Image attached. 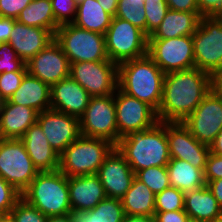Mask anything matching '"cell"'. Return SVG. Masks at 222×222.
Returning <instances> with one entry per match:
<instances>
[{"mask_svg":"<svg viewBox=\"0 0 222 222\" xmlns=\"http://www.w3.org/2000/svg\"><path fill=\"white\" fill-rule=\"evenodd\" d=\"M16 19L0 17V43L8 42Z\"/></svg>","mask_w":222,"mask_h":222,"instance_id":"bcb514c9","label":"cell"},{"mask_svg":"<svg viewBox=\"0 0 222 222\" xmlns=\"http://www.w3.org/2000/svg\"><path fill=\"white\" fill-rule=\"evenodd\" d=\"M77 4L81 3L83 0H75Z\"/></svg>","mask_w":222,"mask_h":222,"instance_id":"680465c9","label":"cell"},{"mask_svg":"<svg viewBox=\"0 0 222 222\" xmlns=\"http://www.w3.org/2000/svg\"><path fill=\"white\" fill-rule=\"evenodd\" d=\"M32 0H0V17L16 19Z\"/></svg>","mask_w":222,"mask_h":222,"instance_id":"60d3db41","label":"cell"},{"mask_svg":"<svg viewBox=\"0 0 222 222\" xmlns=\"http://www.w3.org/2000/svg\"><path fill=\"white\" fill-rule=\"evenodd\" d=\"M112 16L104 11L98 0H83L77 6L72 24L77 27L105 35Z\"/></svg>","mask_w":222,"mask_h":222,"instance_id":"f1b7e54d","label":"cell"},{"mask_svg":"<svg viewBox=\"0 0 222 222\" xmlns=\"http://www.w3.org/2000/svg\"><path fill=\"white\" fill-rule=\"evenodd\" d=\"M5 215L3 213H0V220L4 217Z\"/></svg>","mask_w":222,"mask_h":222,"instance_id":"6f0895ef","label":"cell"},{"mask_svg":"<svg viewBox=\"0 0 222 222\" xmlns=\"http://www.w3.org/2000/svg\"><path fill=\"white\" fill-rule=\"evenodd\" d=\"M125 157L134 173L153 166H167L170 158L166 122L130 132L115 146Z\"/></svg>","mask_w":222,"mask_h":222,"instance_id":"7a4b0ae2","label":"cell"},{"mask_svg":"<svg viewBox=\"0 0 222 222\" xmlns=\"http://www.w3.org/2000/svg\"><path fill=\"white\" fill-rule=\"evenodd\" d=\"M146 35L149 37L161 24L169 10L166 0H145Z\"/></svg>","mask_w":222,"mask_h":222,"instance_id":"e575fe53","label":"cell"},{"mask_svg":"<svg viewBox=\"0 0 222 222\" xmlns=\"http://www.w3.org/2000/svg\"><path fill=\"white\" fill-rule=\"evenodd\" d=\"M189 215L184 210L155 212V222H188Z\"/></svg>","mask_w":222,"mask_h":222,"instance_id":"7bdbcfd3","label":"cell"},{"mask_svg":"<svg viewBox=\"0 0 222 222\" xmlns=\"http://www.w3.org/2000/svg\"><path fill=\"white\" fill-rule=\"evenodd\" d=\"M39 172L59 169V154L51 147L40 125H31L20 139Z\"/></svg>","mask_w":222,"mask_h":222,"instance_id":"7402d4cb","label":"cell"},{"mask_svg":"<svg viewBox=\"0 0 222 222\" xmlns=\"http://www.w3.org/2000/svg\"><path fill=\"white\" fill-rule=\"evenodd\" d=\"M96 175L107 197L121 199L131 187L135 173L125 157L115 147L105 158Z\"/></svg>","mask_w":222,"mask_h":222,"instance_id":"ac0fdd59","label":"cell"},{"mask_svg":"<svg viewBox=\"0 0 222 222\" xmlns=\"http://www.w3.org/2000/svg\"><path fill=\"white\" fill-rule=\"evenodd\" d=\"M210 90L222 99V70L210 75Z\"/></svg>","mask_w":222,"mask_h":222,"instance_id":"7dc6e473","label":"cell"},{"mask_svg":"<svg viewBox=\"0 0 222 222\" xmlns=\"http://www.w3.org/2000/svg\"><path fill=\"white\" fill-rule=\"evenodd\" d=\"M39 173L20 139L0 138V176L22 193Z\"/></svg>","mask_w":222,"mask_h":222,"instance_id":"9c48e42d","label":"cell"},{"mask_svg":"<svg viewBox=\"0 0 222 222\" xmlns=\"http://www.w3.org/2000/svg\"><path fill=\"white\" fill-rule=\"evenodd\" d=\"M201 16H215L222 7V0H197Z\"/></svg>","mask_w":222,"mask_h":222,"instance_id":"ee69618b","label":"cell"},{"mask_svg":"<svg viewBox=\"0 0 222 222\" xmlns=\"http://www.w3.org/2000/svg\"><path fill=\"white\" fill-rule=\"evenodd\" d=\"M195 68L209 75L222 70V19L202 16L192 35Z\"/></svg>","mask_w":222,"mask_h":222,"instance_id":"ba28073f","label":"cell"},{"mask_svg":"<svg viewBox=\"0 0 222 222\" xmlns=\"http://www.w3.org/2000/svg\"><path fill=\"white\" fill-rule=\"evenodd\" d=\"M15 71H27L26 63L9 42H2L0 43V74Z\"/></svg>","mask_w":222,"mask_h":222,"instance_id":"8d00e7d4","label":"cell"},{"mask_svg":"<svg viewBox=\"0 0 222 222\" xmlns=\"http://www.w3.org/2000/svg\"><path fill=\"white\" fill-rule=\"evenodd\" d=\"M37 123L59 155L81 135L80 118L51 108L38 113Z\"/></svg>","mask_w":222,"mask_h":222,"instance_id":"2e32d148","label":"cell"},{"mask_svg":"<svg viewBox=\"0 0 222 222\" xmlns=\"http://www.w3.org/2000/svg\"><path fill=\"white\" fill-rule=\"evenodd\" d=\"M125 217L120 199L106 197L93 209L88 211H72V222H122Z\"/></svg>","mask_w":222,"mask_h":222,"instance_id":"f546056e","label":"cell"},{"mask_svg":"<svg viewBox=\"0 0 222 222\" xmlns=\"http://www.w3.org/2000/svg\"><path fill=\"white\" fill-rule=\"evenodd\" d=\"M184 196V192L169 186L155 194V212L184 210Z\"/></svg>","mask_w":222,"mask_h":222,"instance_id":"836d02e7","label":"cell"},{"mask_svg":"<svg viewBox=\"0 0 222 222\" xmlns=\"http://www.w3.org/2000/svg\"><path fill=\"white\" fill-rule=\"evenodd\" d=\"M54 39L70 63L109 60L105 35L69 23L57 28Z\"/></svg>","mask_w":222,"mask_h":222,"instance_id":"8992f818","label":"cell"},{"mask_svg":"<svg viewBox=\"0 0 222 222\" xmlns=\"http://www.w3.org/2000/svg\"><path fill=\"white\" fill-rule=\"evenodd\" d=\"M210 152L222 156V129L219 131L214 141L209 146Z\"/></svg>","mask_w":222,"mask_h":222,"instance_id":"f907efd6","label":"cell"},{"mask_svg":"<svg viewBox=\"0 0 222 222\" xmlns=\"http://www.w3.org/2000/svg\"><path fill=\"white\" fill-rule=\"evenodd\" d=\"M210 91V75L198 68L165 74L158 120L183 122Z\"/></svg>","mask_w":222,"mask_h":222,"instance_id":"6da1fadb","label":"cell"},{"mask_svg":"<svg viewBox=\"0 0 222 222\" xmlns=\"http://www.w3.org/2000/svg\"><path fill=\"white\" fill-rule=\"evenodd\" d=\"M53 40L54 35L48 29L31 27L16 21L8 42L26 63Z\"/></svg>","mask_w":222,"mask_h":222,"instance_id":"ffe728a7","label":"cell"},{"mask_svg":"<svg viewBox=\"0 0 222 222\" xmlns=\"http://www.w3.org/2000/svg\"><path fill=\"white\" fill-rule=\"evenodd\" d=\"M122 222H155L154 216H131L125 215Z\"/></svg>","mask_w":222,"mask_h":222,"instance_id":"816d5d0a","label":"cell"},{"mask_svg":"<svg viewBox=\"0 0 222 222\" xmlns=\"http://www.w3.org/2000/svg\"><path fill=\"white\" fill-rule=\"evenodd\" d=\"M182 123L199 142L210 146L222 129V99L210 91Z\"/></svg>","mask_w":222,"mask_h":222,"instance_id":"5bb4252c","label":"cell"},{"mask_svg":"<svg viewBox=\"0 0 222 222\" xmlns=\"http://www.w3.org/2000/svg\"><path fill=\"white\" fill-rule=\"evenodd\" d=\"M145 0H119L115 17L129 21L146 34Z\"/></svg>","mask_w":222,"mask_h":222,"instance_id":"1f68e13d","label":"cell"},{"mask_svg":"<svg viewBox=\"0 0 222 222\" xmlns=\"http://www.w3.org/2000/svg\"><path fill=\"white\" fill-rule=\"evenodd\" d=\"M27 71L4 72L0 74V100H8L19 88Z\"/></svg>","mask_w":222,"mask_h":222,"instance_id":"f35d334b","label":"cell"},{"mask_svg":"<svg viewBox=\"0 0 222 222\" xmlns=\"http://www.w3.org/2000/svg\"><path fill=\"white\" fill-rule=\"evenodd\" d=\"M125 215L154 216L155 193L144 183L134 178L131 187L120 199Z\"/></svg>","mask_w":222,"mask_h":222,"instance_id":"83f0119b","label":"cell"},{"mask_svg":"<svg viewBox=\"0 0 222 222\" xmlns=\"http://www.w3.org/2000/svg\"><path fill=\"white\" fill-rule=\"evenodd\" d=\"M170 158L189 162L205 170L210 154L209 146L199 142L182 122H166Z\"/></svg>","mask_w":222,"mask_h":222,"instance_id":"9a60e30c","label":"cell"},{"mask_svg":"<svg viewBox=\"0 0 222 222\" xmlns=\"http://www.w3.org/2000/svg\"><path fill=\"white\" fill-rule=\"evenodd\" d=\"M47 222H72L70 214L63 216H51L47 218Z\"/></svg>","mask_w":222,"mask_h":222,"instance_id":"f5cc1de1","label":"cell"},{"mask_svg":"<svg viewBox=\"0 0 222 222\" xmlns=\"http://www.w3.org/2000/svg\"><path fill=\"white\" fill-rule=\"evenodd\" d=\"M70 76L91 97L114 94L118 88V64L110 60L70 63Z\"/></svg>","mask_w":222,"mask_h":222,"instance_id":"7c38bea8","label":"cell"},{"mask_svg":"<svg viewBox=\"0 0 222 222\" xmlns=\"http://www.w3.org/2000/svg\"><path fill=\"white\" fill-rule=\"evenodd\" d=\"M119 0H98L105 12L115 17Z\"/></svg>","mask_w":222,"mask_h":222,"instance_id":"681fc988","label":"cell"},{"mask_svg":"<svg viewBox=\"0 0 222 222\" xmlns=\"http://www.w3.org/2000/svg\"><path fill=\"white\" fill-rule=\"evenodd\" d=\"M51 3L55 21L59 26L74 21L78 6L75 0H51Z\"/></svg>","mask_w":222,"mask_h":222,"instance_id":"74e56055","label":"cell"},{"mask_svg":"<svg viewBox=\"0 0 222 222\" xmlns=\"http://www.w3.org/2000/svg\"><path fill=\"white\" fill-rule=\"evenodd\" d=\"M206 186L217 199L218 205L222 208V178L212 181H206Z\"/></svg>","mask_w":222,"mask_h":222,"instance_id":"c3c4849f","label":"cell"},{"mask_svg":"<svg viewBox=\"0 0 222 222\" xmlns=\"http://www.w3.org/2000/svg\"><path fill=\"white\" fill-rule=\"evenodd\" d=\"M165 73L148 56L118 64V88L158 112Z\"/></svg>","mask_w":222,"mask_h":222,"instance_id":"3957f363","label":"cell"},{"mask_svg":"<svg viewBox=\"0 0 222 222\" xmlns=\"http://www.w3.org/2000/svg\"><path fill=\"white\" fill-rule=\"evenodd\" d=\"M204 171L176 158H171L167 164L170 185L184 193L206 185Z\"/></svg>","mask_w":222,"mask_h":222,"instance_id":"4316f807","label":"cell"},{"mask_svg":"<svg viewBox=\"0 0 222 222\" xmlns=\"http://www.w3.org/2000/svg\"><path fill=\"white\" fill-rule=\"evenodd\" d=\"M38 112L28 106L2 101L0 106V138L21 139L37 122Z\"/></svg>","mask_w":222,"mask_h":222,"instance_id":"603a6c76","label":"cell"},{"mask_svg":"<svg viewBox=\"0 0 222 222\" xmlns=\"http://www.w3.org/2000/svg\"><path fill=\"white\" fill-rule=\"evenodd\" d=\"M201 17L199 12H181L169 9L161 24L148 39H169L193 35Z\"/></svg>","mask_w":222,"mask_h":222,"instance_id":"d4e9b609","label":"cell"},{"mask_svg":"<svg viewBox=\"0 0 222 222\" xmlns=\"http://www.w3.org/2000/svg\"><path fill=\"white\" fill-rule=\"evenodd\" d=\"M0 222H13L9 215L4 216Z\"/></svg>","mask_w":222,"mask_h":222,"instance_id":"db71d44e","label":"cell"},{"mask_svg":"<svg viewBox=\"0 0 222 222\" xmlns=\"http://www.w3.org/2000/svg\"><path fill=\"white\" fill-rule=\"evenodd\" d=\"M147 55L165 74L195 67L192 35L148 39Z\"/></svg>","mask_w":222,"mask_h":222,"instance_id":"8fae6325","label":"cell"},{"mask_svg":"<svg viewBox=\"0 0 222 222\" xmlns=\"http://www.w3.org/2000/svg\"><path fill=\"white\" fill-rule=\"evenodd\" d=\"M215 16L222 19V7L221 10Z\"/></svg>","mask_w":222,"mask_h":222,"instance_id":"11a10c76","label":"cell"},{"mask_svg":"<svg viewBox=\"0 0 222 222\" xmlns=\"http://www.w3.org/2000/svg\"><path fill=\"white\" fill-rule=\"evenodd\" d=\"M13 222H47V216L20 198L9 213Z\"/></svg>","mask_w":222,"mask_h":222,"instance_id":"d590c367","label":"cell"},{"mask_svg":"<svg viewBox=\"0 0 222 222\" xmlns=\"http://www.w3.org/2000/svg\"><path fill=\"white\" fill-rule=\"evenodd\" d=\"M170 10L181 12H199L197 0H166Z\"/></svg>","mask_w":222,"mask_h":222,"instance_id":"f6af8a7d","label":"cell"},{"mask_svg":"<svg viewBox=\"0 0 222 222\" xmlns=\"http://www.w3.org/2000/svg\"><path fill=\"white\" fill-rule=\"evenodd\" d=\"M188 222H205V221H200V220H195V219H189Z\"/></svg>","mask_w":222,"mask_h":222,"instance_id":"9f6ffc18","label":"cell"},{"mask_svg":"<svg viewBox=\"0 0 222 222\" xmlns=\"http://www.w3.org/2000/svg\"><path fill=\"white\" fill-rule=\"evenodd\" d=\"M115 106L118 142L130 132L151 128L159 122L157 112L150 105L119 88L115 91Z\"/></svg>","mask_w":222,"mask_h":222,"instance_id":"4fadbf2b","label":"cell"},{"mask_svg":"<svg viewBox=\"0 0 222 222\" xmlns=\"http://www.w3.org/2000/svg\"><path fill=\"white\" fill-rule=\"evenodd\" d=\"M16 21L31 27L48 29L53 35L59 25L55 21L51 0H32Z\"/></svg>","mask_w":222,"mask_h":222,"instance_id":"4dcf8cb0","label":"cell"},{"mask_svg":"<svg viewBox=\"0 0 222 222\" xmlns=\"http://www.w3.org/2000/svg\"><path fill=\"white\" fill-rule=\"evenodd\" d=\"M72 211H88L107 197L96 174L68 177Z\"/></svg>","mask_w":222,"mask_h":222,"instance_id":"44dd1931","label":"cell"},{"mask_svg":"<svg viewBox=\"0 0 222 222\" xmlns=\"http://www.w3.org/2000/svg\"><path fill=\"white\" fill-rule=\"evenodd\" d=\"M20 198L21 193L0 176V213L9 215Z\"/></svg>","mask_w":222,"mask_h":222,"instance_id":"ab89813d","label":"cell"},{"mask_svg":"<svg viewBox=\"0 0 222 222\" xmlns=\"http://www.w3.org/2000/svg\"><path fill=\"white\" fill-rule=\"evenodd\" d=\"M135 177L157 194L170 185L167 166H153L135 173Z\"/></svg>","mask_w":222,"mask_h":222,"instance_id":"d6a6232c","label":"cell"},{"mask_svg":"<svg viewBox=\"0 0 222 222\" xmlns=\"http://www.w3.org/2000/svg\"><path fill=\"white\" fill-rule=\"evenodd\" d=\"M50 108L80 118L90 101V94L71 76L53 84Z\"/></svg>","mask_w":222,"mask_h":222,"instance_id":"d6986e66","label":"cell"},{"mask_svg":"<svg viewBox=\"0 0 222 222\" xmlns=\"http://www.w3.org/2000/svg\"><path fill=\"white\" fill-rule=\"evenodd\" d=\"M114 148L106 139L80 135L59 155V170L67 177L96 174Z\"/></svg>","mask_w":222,"mask_h":222,"instance_id":"5b68a950","label":"cell"},{"mask_svg":"<svg viewBox=\"0 0 222 222\" xmlns=\"http://www.w3.org/2000/svg\"><path fill=\"white\" fill-rule=\"evenodd\" d=\"M50 90L51 87L48 84L27 72L19 88L8 101L13 104L31 107L39 113L50 109Z\"/></svg>","mask_w":222,"mask_h":222,"instance_id":"cb8c5ba5","label":"cell"},{"mask_svg":"<svg viewBox=\"0 0 222 222\" xmlns=\"http://www.w3.org/2000/svg\"><path fill=\"white\" fill-rule=\"evenodd\" d=\"M204 173L206 181L222 178V156H218L210 152Z\"/></svg>","mask_w":222,"mask_h":222,"instance_id":"b9f144b4","label":"cell"},{"mask_svg":"<svg viewBox=\"0 0 222 222\" xmlns=\"http://www.w3.org/2000/svg\"><path fill=\"white\" fill-rule=\"evenodd\" d=\"M110 61L120 64L147 55L148 36L129 21L113 17L105 34Z\"/></svg>","mask_w":222,"mask_h":222,"instance_id":"52a82bcc","label":"cell"},{"mask_svg":"<svg viewBox=\"0 0 222 222\" xmlns=\"http://www.w3.org/2000/svg\"><path fill=\"white\" fill-rule=\"evenodd\" d=\"M215 222H222V218L217 219Z\"/></svg>","mask_w":222,"mask_h":222,"instance_id":"91938a15","label":"cell"},{"mask_svg":"<svg viewBox=\"0 0 222 222\" xmlns=\"http://www.w3.org/2000/svg\"><path fill=\"white\" fill-rule=\"evenodd\" d=\"M26 67L30 75L50 87L70 76V62L55 39L26 62Z\"/></svg>","mask_w":222,"mask_h":222,"instance_id":"e0dca14e","label":"cell"},{"mask_svg":"<svg viewBox=\"0 0 222 222\" xmlns=\"http://www.w3.org/2000/svg\"><path fill=\"white\" fill-rule=\"evenodd\" d=\"M184 211L190 219L215 222L222 218V208L205 185L202 188L185 192Z\"/></svg>","mask_w":222,"mask_h":222,"instance_id":"484cf974","label":"cell"},{"mask_svg":"<svg viewBox=\"0 0 222 222\" xmlns=\"http://www.w3.org/2000/svg\"><path fill=\"white\" fill-rule=\"evenodd\" d=\"M21 198L47 217L63 216L72 212L68 177L59 169L39 172L21 193Z\"/></svg>","mask_w":222,"mask_h":222,"instance_id":"277c9868","label":"cell"},{"mask_svg":"<svg viewBox=\"0 0 222 222\" xmlns=\"http://www.w3.org/2000/svg\"><path fill=\"white\" fill-rule=\"evenodd\" d=\"M80 131L83 136L106 139L115 146L118 144L115 93L90 98L80 117Z\"/></svg>","mask_w":222,"mask_h":222,"instance_id":"30bf717a","label":"cell"}]
</instances>
